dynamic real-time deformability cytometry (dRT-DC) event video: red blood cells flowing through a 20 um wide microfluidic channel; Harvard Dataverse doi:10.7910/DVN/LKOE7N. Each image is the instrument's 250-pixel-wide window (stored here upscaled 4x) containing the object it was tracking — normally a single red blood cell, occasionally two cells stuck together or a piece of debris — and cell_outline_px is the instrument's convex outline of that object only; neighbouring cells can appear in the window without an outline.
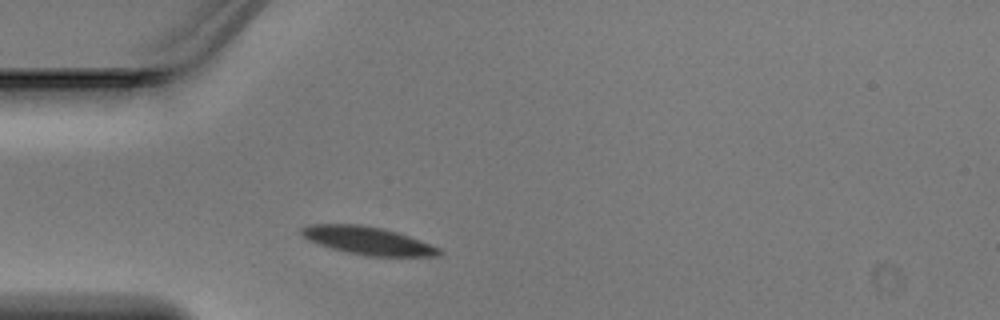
{"species": "Egyptian fruit bat (a non-hibernating species)", "species_latin": "Rousettus aegyptiacus", "temperature_condition": "warm", "stored_images_in_passage": 1, "camera_frame_rate_fps": 3000, "um_per_image_px": 0.085, "animal": {"sex": "male"}, "frame": {"image": 1, "passage_image": 1, "time_ms": 0.0, "image_size_px": [1000, 320], "cell_outline_px": [[444, 252], [440, 256], [368, 256], [344, 252], [308, 240], [300, 236], [300, 228], [308, 224], [360, 224], [384, 228], [420, 240], [440, 248]], "centroid_in_image_um": [31.24, 20.45], "position_along_channel_um": 53.8, "area_um2": 22.54}}